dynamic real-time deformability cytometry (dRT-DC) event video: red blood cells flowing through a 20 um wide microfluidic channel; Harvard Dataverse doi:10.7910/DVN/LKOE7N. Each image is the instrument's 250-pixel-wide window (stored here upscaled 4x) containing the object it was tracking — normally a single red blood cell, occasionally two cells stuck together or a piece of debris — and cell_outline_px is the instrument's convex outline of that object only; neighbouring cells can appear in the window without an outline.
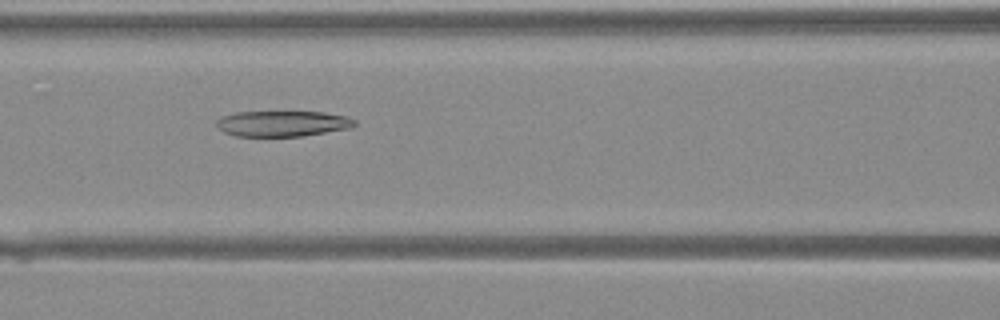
{"species": "Egyptian fruit bat (a non-hibernating species)", "species_latin": "Rousettus aegyptiacus", "temperature_condition": "warm", "stored_images_in_passage": 43, "camera_frame_rate_fps": 3000, "um_per_image_px": 0.085, "animal": {"sex": "female"}, "frame": {"image": 1, "passage_image": 20, "time_ms": 6.333, "image_size_px": [1000, 320], "cell_outline_px": [[356, 124], [352, 128], [304, 136], [236, 136], [224, 132], [216, 124], [216, 120], [220, 116], [236, 112], [324, 112], [344, 116], [356, 120]], "centroid_in_image_um": [24.02, 10.5], "position_along_channel_um": 142.6, "area_um2": 20.75}}
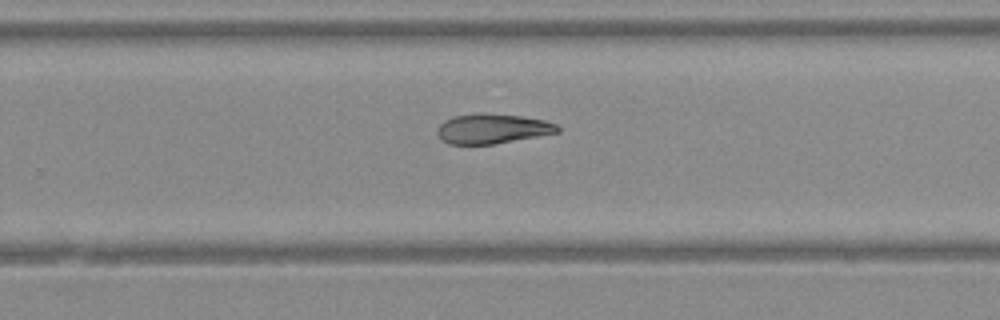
{"frame": {"image": 2, "passage_image": 29, "time_ms": 9.333, "image_size_px": [1000, 320], "cell_outline_px": [[560, 132], [492, 144], [448, 144], [440, 140], [436, 132], [440, 124], [444, 120], [456, 116], [476, 112], [484, 112], [520, 116], [544, 120], [556, 124], [560, 128]], "centroid_in_image_um": [41.81, 10.93], "position_along_channel_um": 288.0, "area_um2": 20.98}}
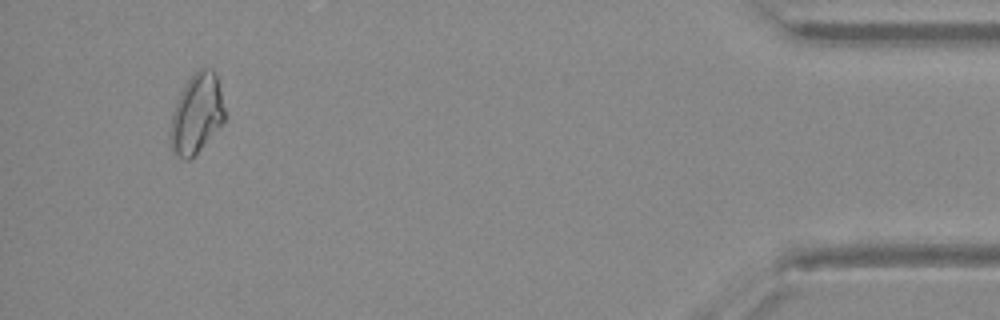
{"frame": {"image": 3, "passage_image": 41, "time_ms": 13.333, "image_size_px": [1000, 320], "cell_outline_px": [[224, 120], [200, 148], [188, 160], [180, 160], [172, 152], [168, 144], [168, 132], [172, 112], [180, 92], [188, 80], [200, 68], [212, 68], [216, 72], [224, 108]], "centroid_in_image_um": [16.64, 9.69], "position_along_channel_um": 418.6, "area_um2": 25.2}}